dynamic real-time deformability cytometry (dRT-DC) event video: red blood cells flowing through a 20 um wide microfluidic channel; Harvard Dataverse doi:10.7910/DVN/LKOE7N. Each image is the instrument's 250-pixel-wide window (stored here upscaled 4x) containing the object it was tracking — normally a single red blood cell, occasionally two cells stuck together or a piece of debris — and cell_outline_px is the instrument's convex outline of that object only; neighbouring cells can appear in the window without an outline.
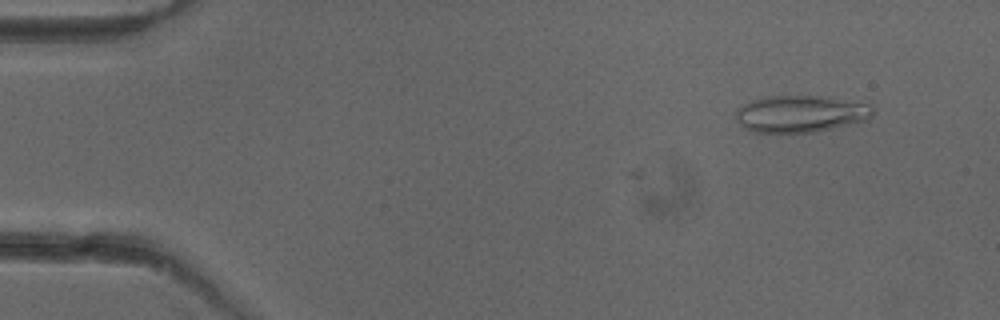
{"species": "common noctule bat (a hibernating species)", "species_latin": "Nyctalus noctula", "temperature_condition": "cold", "stored_images_in_passage": 4, "camera_frame_rate_fps": 3000, "um_per_image_px": 0.085, "animal": {"sex": "female"}, "frame": {"image": 1, "passage_image": 4, "time_ms": 1.0, "image_size_px": [1000, 320], "cell_outline_px": [[876, 112], [872, 116], [864, 120], [832, 128], [812, 132], [752, 132], [744, 128], [736, 120], [736, 108], [752, 100], [764, 96], [828, 96], [872, 104]], "centroid_in_image_um": [68.06, 9.65], "position_along_channel_um": 16.9, "area_um2": 29.65}}